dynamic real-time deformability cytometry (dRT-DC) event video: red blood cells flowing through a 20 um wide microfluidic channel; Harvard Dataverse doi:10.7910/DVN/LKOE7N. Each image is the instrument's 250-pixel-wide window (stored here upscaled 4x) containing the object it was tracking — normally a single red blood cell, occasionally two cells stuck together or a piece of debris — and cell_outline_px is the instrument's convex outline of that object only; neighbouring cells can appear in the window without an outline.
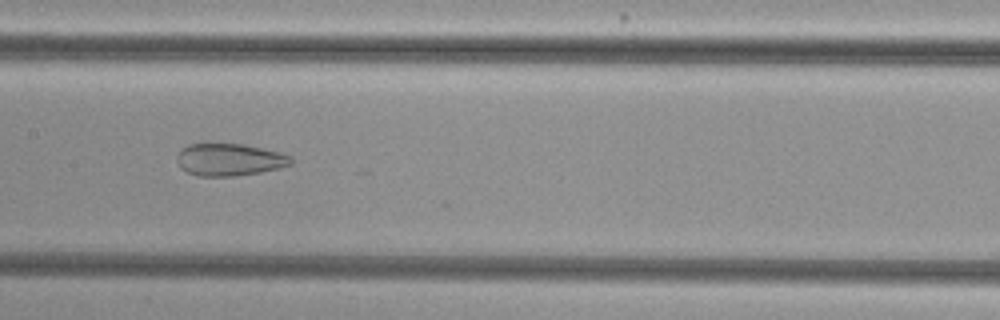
{"species": "common noctule bat (a hibernating species)", "species_latin": "Nyctalus noctula", "temperature_condition": "cold", "stored_images_in_passage": 54, "camera_frame_rate_fps": 3000, "um_per_image_px": 0.085, "animal": {"sex": "female", "body_mass_g": 29.2, "forearm_length_mm": 56.3}, "frame": {"image": 1, "passage_image": 27, "time_ms": 8.667, "image_size_px": [1000, 320], "cell_outline_px": [[292, 164], [280, 168], [260, 172], [236, 176], [196, 176], [180, 168], [176, 160], [176, 156], [188, 144], [240, 144], [280, 152], [292, 156]], "centroid_in_image_um": [19.5, 13.58], "position_along_channel_um": 187.9, "area_um2": 21.39}}
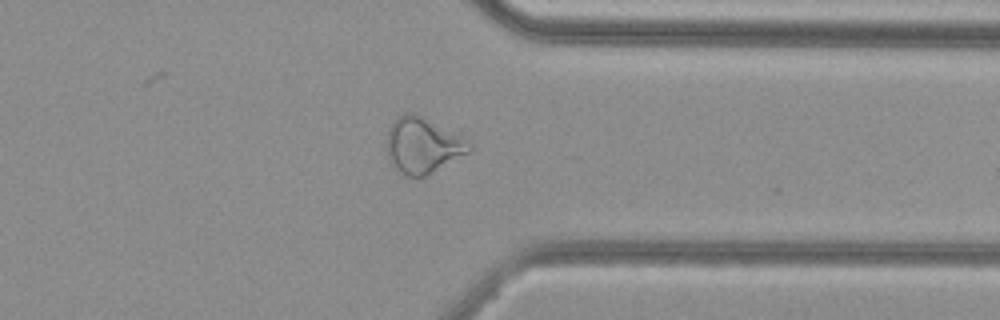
{"frame": {"image": 2, "passage_image": 42, "time_ms": 13.667, "image_size_px": [1000, 320], "cell_outline_px": [[472, 152], [424, 176], [408, 176], [400, 172], [388, 160], [388, 128], [396, 116], [404, 112], [412, 112], [460, 136], [472, 144]], "centroid_in_image_um": [35.93, 12.36], "position_along_channel_um": 375.5, "area_um2": 26.41}}
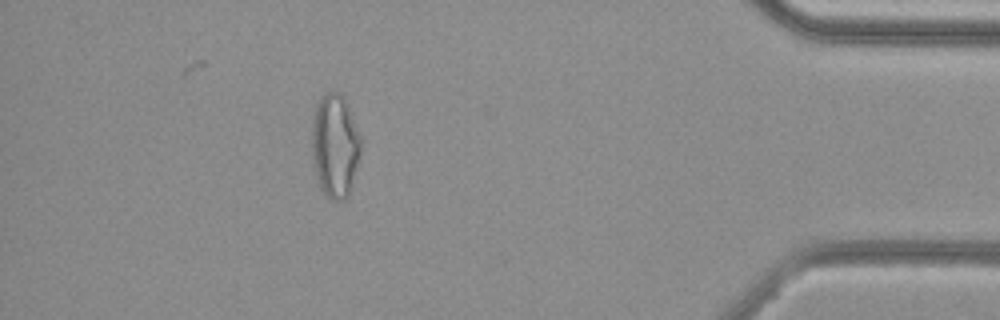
{"frame": {"image": 3, "passage_image": 48, "time_ms": 15.667, "image_size_px": [1000, 320], "cell_outline_px": [[360, 152], [352, 184], [348, 196], [344, 200], [332, 200], [320, 188], [312, 164], [312, 116], [316, 104], [320, 96], [328, 92], [340, 92], [348, 108], [360, 136]], "centroid_in_image_um": [28.43, 12.39], "position_along_channel_um": 406.8, "area_um2": 29.42}, "authors_computed_cell_mechanics": {"area_um2": 28.8711, "velocity_mm_per_s": 3.8035, "shape_relaxation_time_tau1_ms": null, "shape_relaxation_time_tau2_ms": 1.9413, "deformation_change_tau1": null, "deformation_change_tau2": 0.0972}}